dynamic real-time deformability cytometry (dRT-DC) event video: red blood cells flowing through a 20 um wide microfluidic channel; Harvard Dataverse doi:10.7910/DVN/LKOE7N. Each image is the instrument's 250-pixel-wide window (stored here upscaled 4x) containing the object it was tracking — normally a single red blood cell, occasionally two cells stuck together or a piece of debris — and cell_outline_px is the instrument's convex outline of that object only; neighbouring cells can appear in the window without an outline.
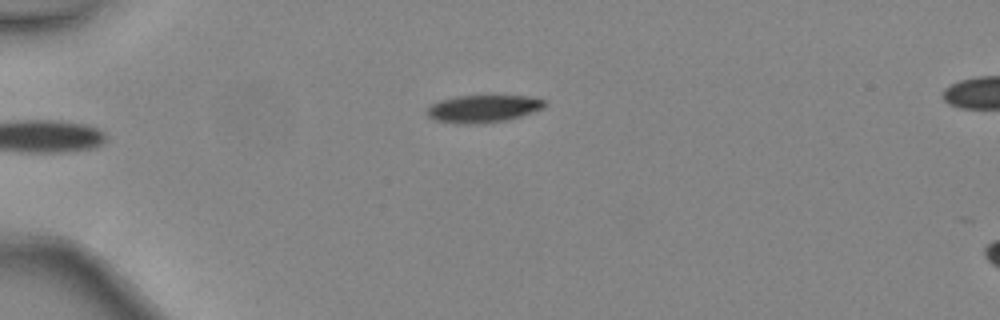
{"species": "common noctule bat (a hibernating species)", "species_latin": "Nyctalus noctula", "temperature_condition": "warm", "stored_images_in_passage": 29, "camera_frame_rate_fps": 3000, "um_per_image_px": 0.085, "animal": {"sex": "female", "body_mass_g": 24.6, "forearm_length_mm": 56.2}, "frame": {"image": 1, "passage_image": 1, "time_ms": 0.0, "image_size_px": [1000, 320], "cell_outline_px": [[544, 108], [508, 120], [476, 124], [460, 124], [432, 120], [424, 112], [432, 104], [440, 100], [456, 96], [528, 96], [544, 100]], "centroid_in_image_um": [41.01, 9.25], "position_along_channel_um": 44.0, "area_um2": 18.84}}
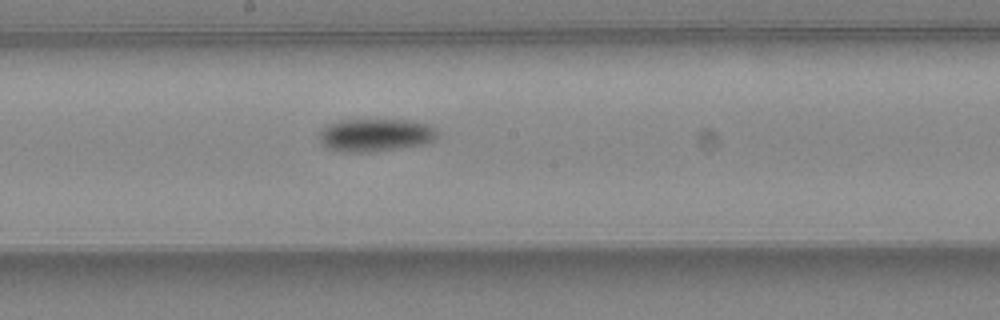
{"frame": {"image": 2, "passage_image": 15, "time_ms": 4.667, "image_size_px": [1000, 320], "cell_outline_px": [[436, 136], [432, 140], [424, 144], [400, 148], [372, 152], [344, 152], [328, 148], [320, 140], [320, 132], [324, 124], [340, 120], [412, 120], [428, 124], [436, 128]], "centroid_in_image_um": [31.89, 11.47], "position_along_channel_um": 216.3, "area_um2": 22.66}}
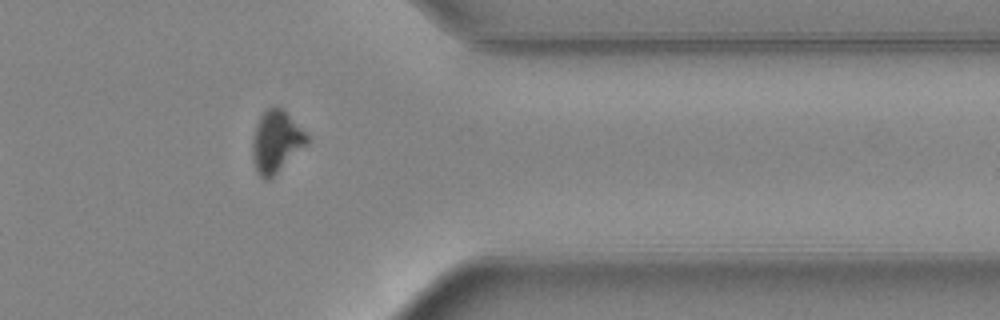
{"frame": {"image": 3, "passage_image": 27, "time_ms": 8.667, "image_size_px": [1000, 320], "cell_outline_px": [[312, 140], [308, 144], [268, 180], [264, 180], [256, 172], [252, 160], [252, 140], [256, 124], [260, 116], [272, 104], [280, 108]], "centroid_in_image_um": [23.44, 12.06], "position_along_channel_um": 388.0, "area_um2": 19.48}, "authors_computed_cell_mechanics": {"area_um2": 21.6172, "velocity_mm_per_s": 4.5037, "shape_relaxation_time_tau1_ms": 4.5121, "shape_relaxation_time_tau2_ms": null, "deformation_change_tau1": 0.1427, "deformation_change_tau2": null}}